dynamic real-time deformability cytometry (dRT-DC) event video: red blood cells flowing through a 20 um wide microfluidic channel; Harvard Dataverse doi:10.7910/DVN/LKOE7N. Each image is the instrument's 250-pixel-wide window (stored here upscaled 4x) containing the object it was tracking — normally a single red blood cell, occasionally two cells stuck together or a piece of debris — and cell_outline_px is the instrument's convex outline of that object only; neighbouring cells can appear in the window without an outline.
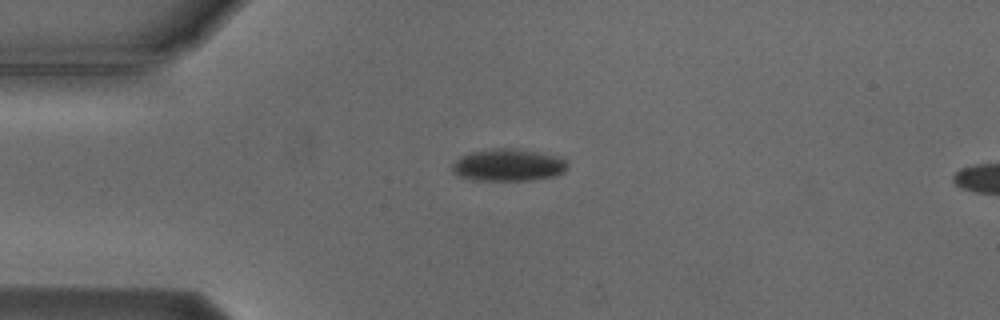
{"species": "Egyptian fruit bat (a non-hibernating species)", "species_latin": "Rousettus aegyptiacus", "temperature_condition": "cold", "stored_images_in_passage": 3, "camera_frame_rate_fps": 3000, "um_per_image_px": 0.085, "animal": {"sex": "male"}, "frame": {"image": 1, "passage_image": 2, "time_ms": 2.0, "image_size_px": [1000, 320], "cell_outline_px": [[568, 168], [564, 172], [556, 176], [532, 180], [476, 180], [460, 176], [452, 172], [452, 164], [460, 156], [468, 152], [492, 148], [520, 148], [560, 156], [568, 160]], "centroid_in_image_um": [43.25, 14.01], "position_along_channel_um": 41.7, "area_um2": 22.14}}